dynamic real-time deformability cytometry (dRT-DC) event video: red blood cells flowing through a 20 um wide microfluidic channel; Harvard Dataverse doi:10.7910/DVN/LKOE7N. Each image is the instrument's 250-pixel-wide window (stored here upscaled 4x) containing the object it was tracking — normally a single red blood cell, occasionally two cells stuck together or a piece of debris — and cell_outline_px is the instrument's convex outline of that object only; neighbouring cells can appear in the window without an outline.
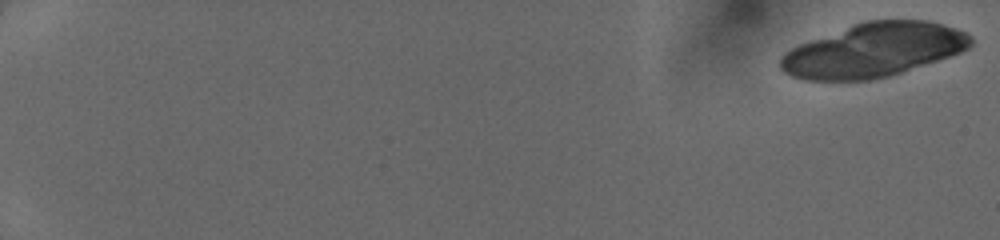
{"species": "human", "species_latin": "Homo sapiens", "temperature_condition": "cold", "stored_images_in_passage": 24, "segment_of_instrument_passage": [1, 2], "camera_frame_rate_fps": 3000, "um_per_image_px": 0.085, "donor": {"sex": "female"}, "frame": {"image": 1, "passage_image": 1, "time_ms": 0.0, "image_size_px": [1000, 240], "cell_outline_px": [[972, 44], [968, 48], [960, 52], [888, 76], [872, 80], [804, 80], [792, 76], [784, 72], [780, 68], [780, 56], [784, 52], [800, 44], [864, 20], [928, 20], [956, 28], [968, 32], [972, 36]], "centroid_in_image_um": [74.24, 4.25], "position_along_channel_um": 10.8, "area_um2": 59.3}}